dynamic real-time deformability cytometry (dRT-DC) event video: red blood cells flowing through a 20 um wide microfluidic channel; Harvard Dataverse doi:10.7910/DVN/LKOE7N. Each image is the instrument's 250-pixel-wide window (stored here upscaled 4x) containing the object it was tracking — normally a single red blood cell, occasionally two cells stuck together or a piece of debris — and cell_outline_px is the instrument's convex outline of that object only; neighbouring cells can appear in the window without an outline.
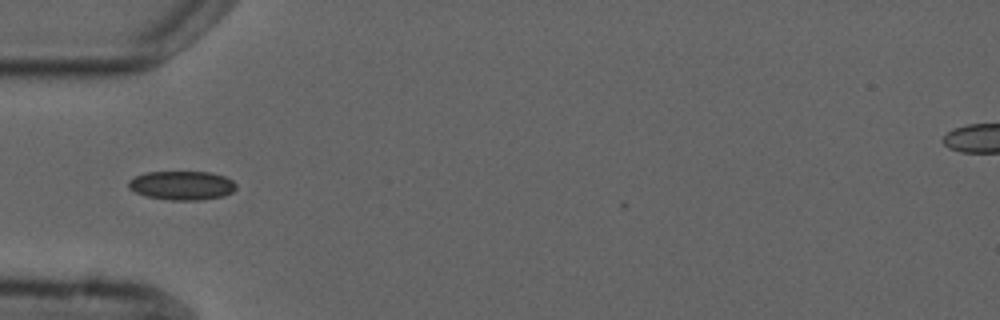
{"species": "common noctule bat (a hibernating species)", "species_latin": "Nyctalus noctula", "temperature_condition": "cold", "stored_images_in_passage": 6, "camera_frame_rate_fps": 3000, "um_per_image_px": 0.085, "animal": {"sex": "male", "forearm_length_mm": 52.5}, "frame": {"image": 1, "passage_image": 6, "time_ms": 5.667, "image_size_px": [1000, 320], "cell_outline_px": [[236, 188], [232, 192], [224, 196], [200, 200], [172, 200], [148, 196], [136, 192], [128, 188], [128, 180], [144, 172], [212, 172], [224, 176], [232, 180], [236, 184]], "centroid_in_image_um": [15.47, 15.75], "position_along_channel_um": 69.5, "area_um2": 18.15}}